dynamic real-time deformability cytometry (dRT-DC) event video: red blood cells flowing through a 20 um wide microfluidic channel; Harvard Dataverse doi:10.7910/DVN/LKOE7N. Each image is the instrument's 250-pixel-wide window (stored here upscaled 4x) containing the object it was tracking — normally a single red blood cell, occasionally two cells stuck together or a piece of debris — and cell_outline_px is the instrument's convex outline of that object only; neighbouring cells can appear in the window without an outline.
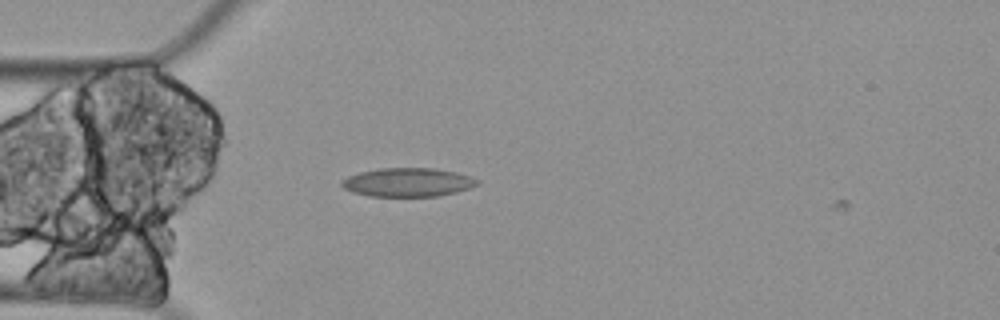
{"species": "Egyptian fruit bat (a non-hibernating species)", "species_latin": "Rousettus aegyptiacus", "temperature_condition": "cold", "stored_images_in_passage": 2, "camera_frame_rate_fps": 3000, "um_per_image_px": 0.085, "animal": {"sex": "female"}, "frame": {"image": 1, "passage_image": 1, "time_ms": 0.0, "image_size_px": [1000, 320], "cell_outline_px": [[480, 184], [456, 192], [436, 196], [368, 196], [352, 192], [344, 188], [340, 184], [340, 180], [348, 176], [360, 172], [380, 168], [436, 168], [456, 172], [480, 180]], "centroid_in_image_um": [34.64, 15.49], "position_along_channel_um": 50.4, "area_um2": 22.72}}